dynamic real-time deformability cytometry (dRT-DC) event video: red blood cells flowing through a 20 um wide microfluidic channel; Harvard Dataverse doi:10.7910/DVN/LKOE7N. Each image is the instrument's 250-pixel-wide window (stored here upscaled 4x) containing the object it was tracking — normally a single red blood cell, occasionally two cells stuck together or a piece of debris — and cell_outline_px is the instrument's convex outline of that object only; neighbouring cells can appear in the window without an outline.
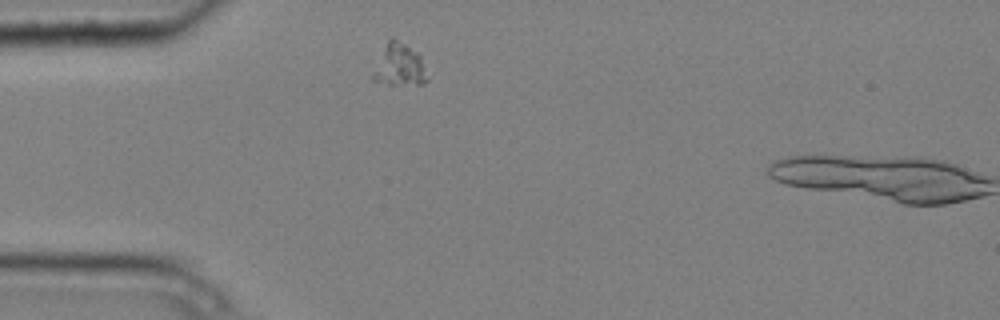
{"species": "common noctule bat (a hibernating species)", "species_latin": "Nyctalus noctula", "temperature_condition": "cold", "stored_images_in_passage": 2, "camera_frame_rate_fps": 3000, "um_per_image_px": 0.085, "animal": {"sex": "male", "body_mass_g": 20.4}, "frame": {"image": 1, "passage_image": 1, "time_ms": 0.0, "image_size_px": [1000, 320], "cell_outline_px": [[428, 80], [424, 84], [388, 84], [368, 80], [388, 40], [392, 36], [416, 52], [420, 56]], "centroid_in_image_um": [33.9, 5.57], "position_along_channel_um": 51.1, "area_um2": 13.18}}